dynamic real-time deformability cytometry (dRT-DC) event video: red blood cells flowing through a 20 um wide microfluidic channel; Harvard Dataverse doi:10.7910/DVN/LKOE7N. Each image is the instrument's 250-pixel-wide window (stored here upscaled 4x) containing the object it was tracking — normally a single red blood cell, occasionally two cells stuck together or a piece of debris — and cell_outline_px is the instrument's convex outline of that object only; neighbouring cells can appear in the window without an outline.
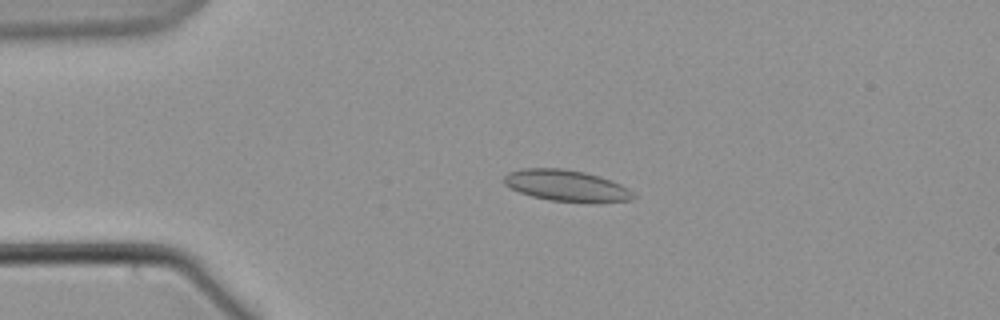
{"species": "common noctule bat (a hibernating species)", "species_latin": "Nyctalus noctula", "temperature_condition": "warm", "stored_images_in_passage": 59, "camera_frame_rate_fps": 3000, "um_per_image_px": 0.085, "animal": {"sex": "male", "body_mass_g": 21.5, "forearm_length_mm": 52.0}, "frame": {"image": 1, "passage_image": 13, "time_ms": 4.0, "image_size_px": [1000, 320], "cell_outline_px": [[636, 196], [632, 200], [596, 204], [588, 204], [548, 200], [532, 196], [520, 192], [504, 184], [504, 176], [508, 172], [524, 168], [560, 168], [584, 172], [620, 184], [628, 188]], "centroid_in_image_um": [48.18, 15.81], "position_along_channel_um": 36.8, "area_um2": 23.87}}
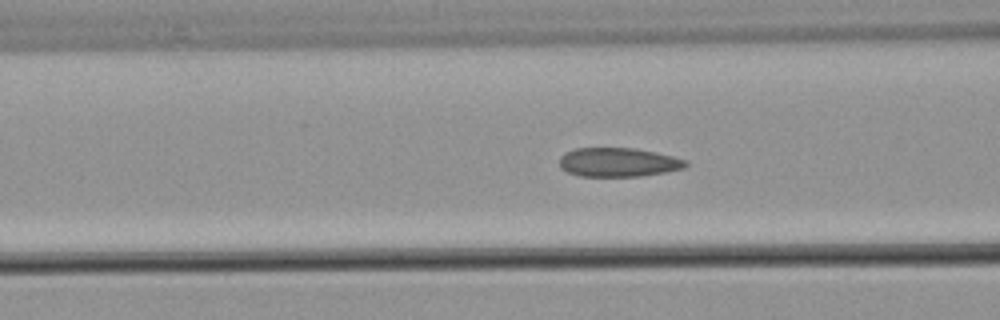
{"frame": {"image": 2, "passage_image": 23, "time_ms": 7.333, "image_size_px": [1000, 320], "cell_outline_px": [[688, 164], [684, 168], [664, 172], [640, 176], [580, 176], [568, 172], [560, 168], [560, 156], [564, 152], [576, 148], [636, 148], [656, 152], [688, 160]], "centroid_in_image_um": [52.55, 13.78], "position_along_channel_um": 114.1, "area_um2": 21.39}}
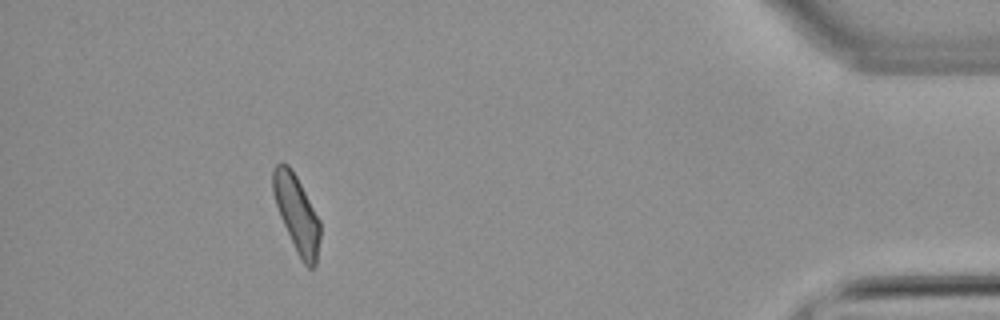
{"frame": {"image": 3, "passage_image": 54, "time_ms": 17.667, "image_size_px": [1000, 320], "cell_outline_px": [[320, 240], [316, 264], [312, 268], [308, 268], [300, 260], [296, 252], [280, 216], [272, 192], [272, 168], [280, 160], [288, 164], [296, 176], [320, 220]], "centroid_in_image_um": [25.21, 18.16], "position_along_channel_um": 410.0, "area_um2": 21.21}}